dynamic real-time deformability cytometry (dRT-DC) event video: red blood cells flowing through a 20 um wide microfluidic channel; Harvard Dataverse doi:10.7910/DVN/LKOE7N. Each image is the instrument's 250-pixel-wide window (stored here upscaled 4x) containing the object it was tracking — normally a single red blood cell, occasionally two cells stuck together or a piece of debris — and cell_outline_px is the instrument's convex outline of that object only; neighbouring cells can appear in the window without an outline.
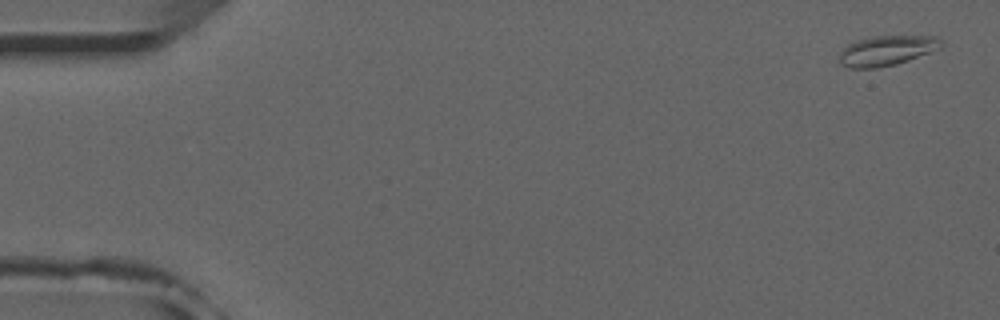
{"species": "common noctule bat (a hibernating species)", "species_latin": "Nyctalus noctula", "temperature_condition": "room temperature", "stored_images_in_passage": 53, "camera_frame_rate_fps": 3000, "um_per_image_px": 0.085, "animal": {"sex": "male", "forearm_length_mm": 52.5}, "frame": {"image": 1, "passage_image": 2, "time_ms": 0.333, "image_size_px": [1000, 320], "cell_outline_px": [[944, 44], [940, 48], [908, 60], [896, 64], [876, 68], [852, 68], [840, 64], [840, 52], [848, 44], [856, 40], [872, 36], [936, 36]], "centroid_in_image_um": [75.36, 4.29], "position_along_channel_um": 9.6, "area_um2": 17.69}}
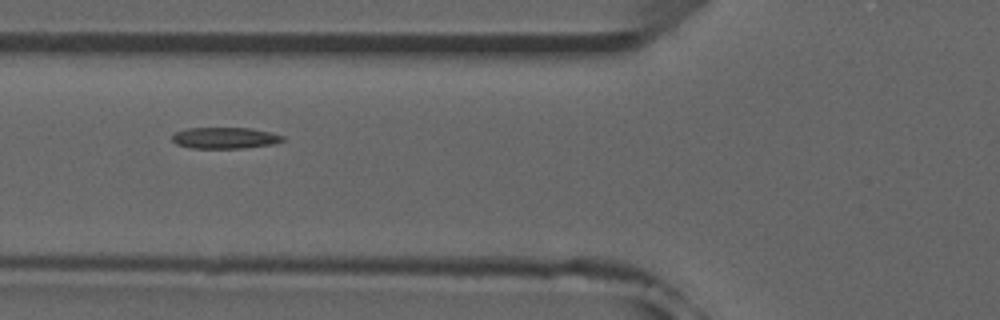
{"frame": {"image": 2, "passage_image": 20, "time_ms": 6.333, "image_size_px": [1000, 320], "cell_outline_px": [[284, 140], [272, 144], [244, 148], [192, 148], [176, 144], [172, 140], [172, 136], [176, 132], [188, 128], [252, 128], [284, 136]], "centroid_in_image_um": [19.1, 11.72], "position_along_channel_um": 106.7, "area_um2": 13.58}}
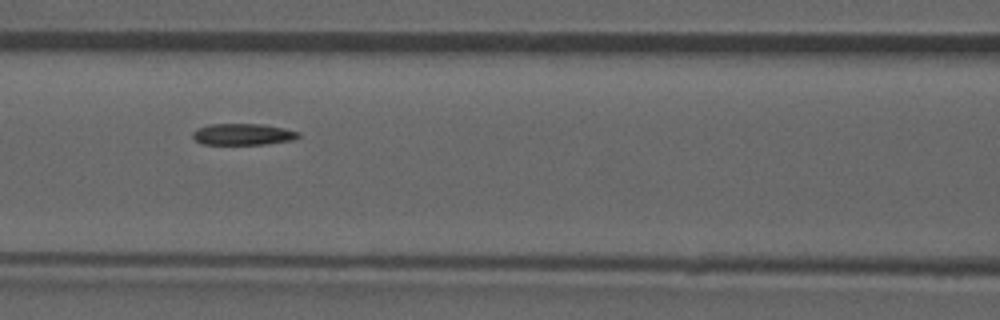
{"frame": {"image": 3, "passage_image": 23, "time_ms": 7.333, "image_size_px": [1000, 320], "cell_outline_px": [[300, 136], [292, 140], [264, 144], [200, 144], [192, 136], [192, 132], [196, 128], [208, 124], [260, 124], [284, 128], [300, 132]], "centroid_in_image_um": [20.61, 11.41], "position_along_channel_um": 146.0, "area_um2": 13.24}, "authors_computed_cell_mechanics": {"area_um2": 13.9876, "velocity_mm_per_s": 3.9119, "shape_relaxation_time_tau1_ms": null, "shape_relaxation_time_tau2_ms": 9.4453, "deformation_change_tau1": null, "deformation_change_tau2": 0.0982}}